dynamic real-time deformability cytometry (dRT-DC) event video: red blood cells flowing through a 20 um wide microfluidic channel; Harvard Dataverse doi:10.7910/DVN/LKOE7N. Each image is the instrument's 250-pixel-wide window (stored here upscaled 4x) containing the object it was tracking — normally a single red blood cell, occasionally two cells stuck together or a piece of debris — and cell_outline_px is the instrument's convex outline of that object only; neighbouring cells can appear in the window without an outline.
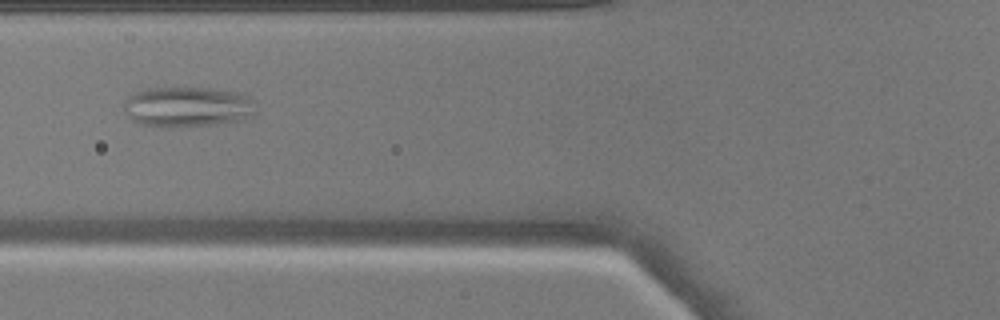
{"species": "common noctule bat (a hibernating species)", "species_latin": "Nyctalus noctula", "temperature_condition": "warm", "stored_images_in_passage": 37, "camera_frame_rate_fps": 3000, "um_per_image_px": 0.085, "animal": {"sex": "male", "body_mass_g": 17.9}, "frame": {"image": 1, "passage_image": 7, "time_ms": 2.0, "image_size_px": [1000, 320], "cell_outline_px": [[256, 112], [252, 116], [244, 120], [216, 124], [140, 124], [132, 120], [124, 112], [124, 100], [132, 92], [148, 88], [212, 88], [240, 92], [256, 100]], "centroid_in_image_um": [16.01, 9.03], "position_along_channel_um": 109.8, "area_um2": 30.69}}
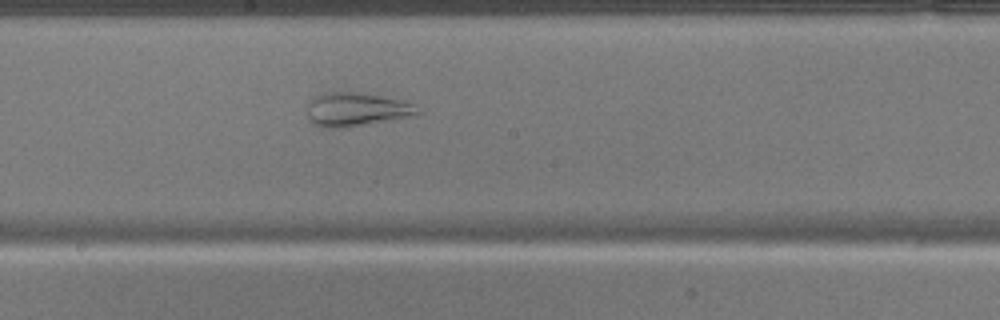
{"frame": {"image": 2, "passage_image": 15, "time_ms": 4.667, "image_size_px": [1000, 320], "cell_outline_px": [[420, 112], [408, 116], [388, 120], [340, 128], [320, 128], [312, 124], [308, 120], [308, 100], [312, 96], [320, 92], [364, 92], [412, 104]], "centroid_in_image_um": [30.12, 9.29], "position_along_channel_um": 218.1, "area_um2": 21.5}}
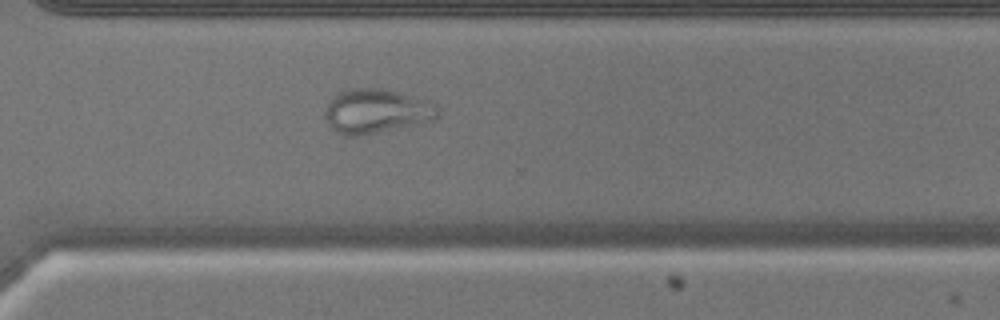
{"frame": {"image": 3, "passage_image": 24, "time_ms": 7.667, "image_size_px": [1000, 320], "cell_outline_px": [[440, 112], [432, 120], [420, 124], [356, 136], [344, 136], [336, 132], [328, 124], [324, 112], [332, 96], [348, 88], [380, 88], [396, 92], [436, 104], [440, 108]], "centroid_in_image_um": [31.96, 9.46], "position_along_channel_um": 338.6, "area_um2": 28.96}}